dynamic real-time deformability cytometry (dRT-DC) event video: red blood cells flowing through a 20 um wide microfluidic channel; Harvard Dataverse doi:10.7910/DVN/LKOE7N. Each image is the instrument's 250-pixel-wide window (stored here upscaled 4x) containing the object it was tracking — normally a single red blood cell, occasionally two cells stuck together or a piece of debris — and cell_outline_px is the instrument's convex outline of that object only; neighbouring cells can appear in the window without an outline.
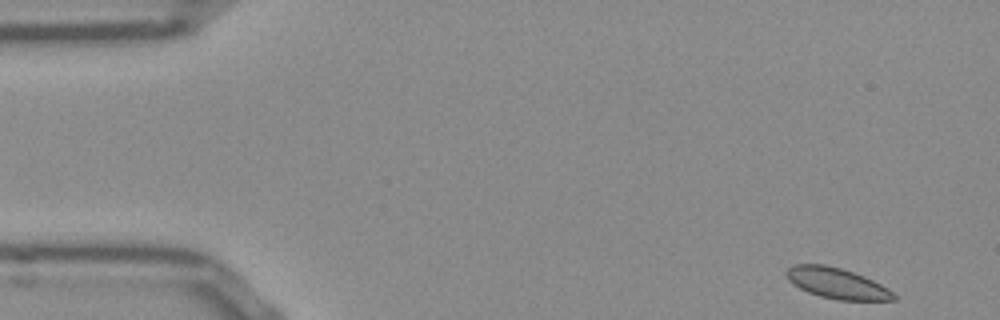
{"species": "Egyptian fruit bat (a non-hibernating species)", "species_latin": "Rousettus aegyptiacus", "temperature_condition": "room temperature", "stored_images_in_passage": 50, "camera_frame_rate_fps": 3000, "um_per_image_px": 0.085, "frame": {"image": 1, "passage_image": 1, "time_ms": 0.0, "image_size_px": [1000, 320], "cell_outline_px": [[896, 300], [836, 300], [820, 296], [808, 292], [792, 284], [788, 280], [784, 272], [792, 264], [824, 264], [840, 268], [864, 276], [880, 284], [892, 292], [896, 296]], "centroid_in_image_um": [71.08, 24.07], "position_along_channel_um": 13.9, "area_um2": 19.13}}
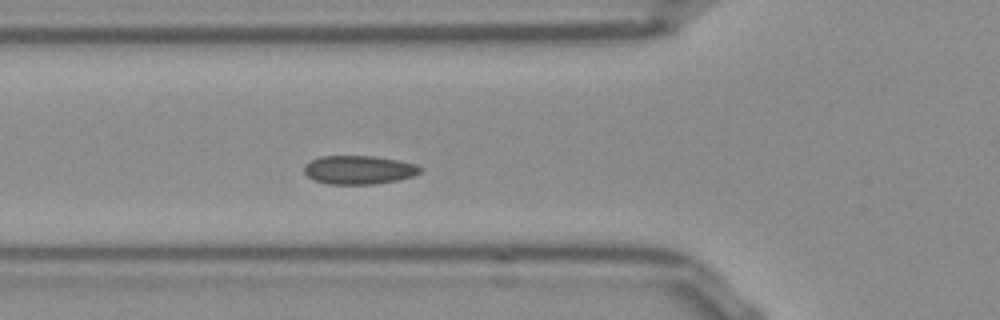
{"frame": {"image": 2, "passage_image": 16, "time_ms": 5.0, "image_size_px": [1000, 320], "cell_outline_px": [[424, 168], [420, 172], [412, 176], [400, 180], [376, 184], [328, 184], [316, 180], [308, 176], [304, 172], [304, 164], [320, 156], [372, 156], [396, 160], [416, 164]], "centroid_in_image_um": [30.52, 14.44], "position_along_channel_um": 95.3, "area_um2": 19.36}}
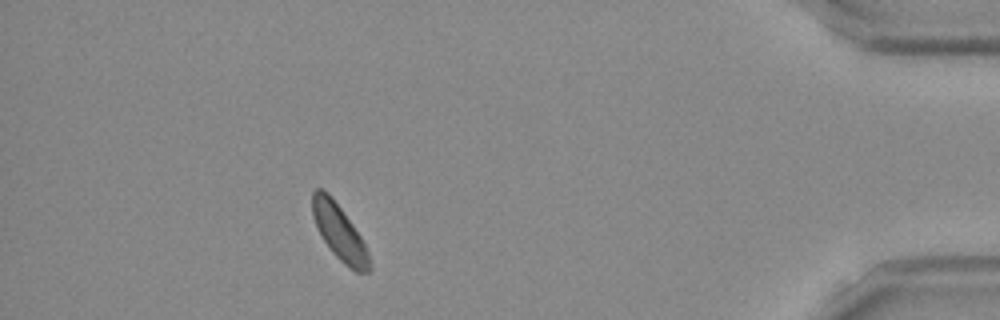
{"frame": {"image": 3, "passage_image": 45, "time_ms": 14.667, "image_size_px": [1000, 320], "cell_outline_px": [[372, 268], [368, 272], [356, 272], [344, 264], [332, 252], [320, 236], [316, 228], [312, 216], [312, 192], [316, 188], [320, 188], [328, 192], [352, 224], [360, 236], [368, 252], [372, 264]], "centroid_in_image_um": [28.83, 19.76], "position_along_channel_um": 406.4, "area_um2": 18.44}, "authors_computed_cell_mechanics": {"area_um2": 19.1318, "velocity_mm_per_s": 3.7928, "shape_relaxation_time_tau1_ms": null, "shape_relaxation_time_tau2_ms": 3.3785, "deformation_change_tau1": null, "deformation_change_tau2": 0.0609}}